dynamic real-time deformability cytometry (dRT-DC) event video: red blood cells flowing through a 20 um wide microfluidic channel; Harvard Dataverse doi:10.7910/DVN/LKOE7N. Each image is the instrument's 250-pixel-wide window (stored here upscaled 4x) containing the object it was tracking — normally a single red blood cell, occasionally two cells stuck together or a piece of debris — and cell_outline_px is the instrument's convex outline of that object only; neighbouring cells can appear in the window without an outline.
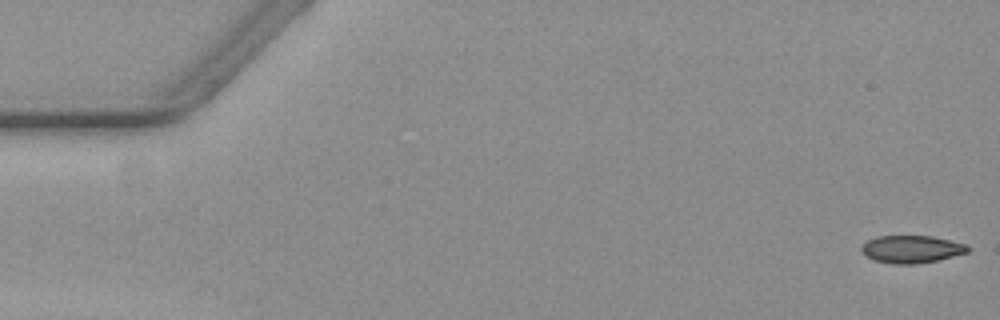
{"species": "common noctule bat (a hibernating species)", "species_latin": "Nyctalus noctula", "temperature_condition": "warm", "stored_images_in_passage": 58, "camera_frame_rate_fps": 3000, "um_per_image_px": 0.085, "animal": {"sex": "female", "body_mass_g": 19.3, "forearm_length_mm": 54.1}, "frame": {"image": 1, "passage_image": 1, "time_ms": 0.0, "image_size_px": [1000, 320], "cell_outline_px": [[968, 252], [936, 260], [916, 264], [892, 264], [872, 260], [860, 248], [868, 240], [876, 236], [932, 236], [964, 244], [968, 248]], "centroid_in_image_um": [77.44, 21.18], "position_along_channel_um": 7.6, "area_um2": 16.76}}
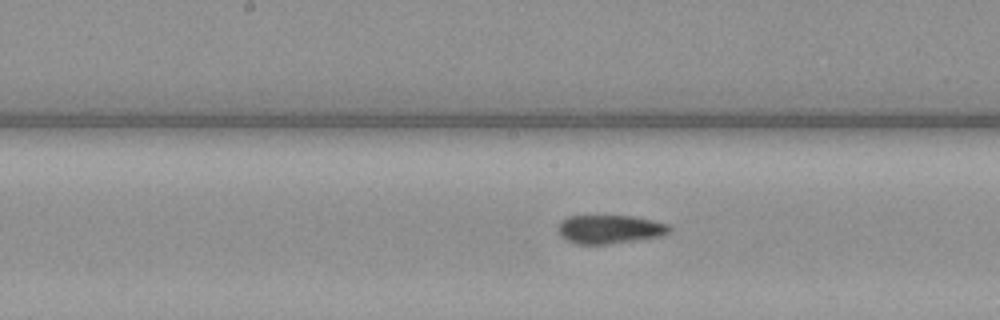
{"frame": {"image": 2, "passage_image": 29, "time_ms": 9.333, "image_size_px": [1000, 320], "cell_outline_px": [[672, 228], [664, 236], [608, 244], [576, 244], [560, 236], [560, 220], [568, 216], [632, 216], [652, 220], [668, 224]], "centroid_in_image_um": [51.86, 19.49], "position_along_channel_um": 196.3, "area_um2": 18.5}}
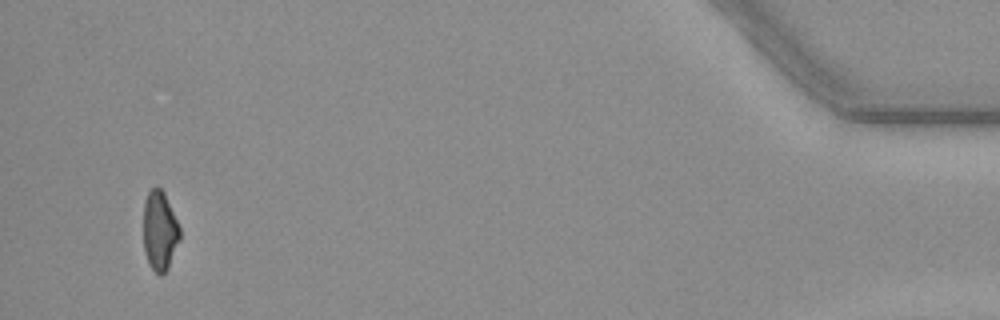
{"frame": {"image": 3, "passage_image": 55, "time_ms": 18.0, "image_size_px": [1000, 320], "cell_outline_px": [[180, 240], [168, 268], [160, 276], [152, 268], [144, 252], [144, 200], [148, 192], [156, 184], [164, 192], [180, 228]], "centroid_in_image_um": [13.58, 19.59], "position_along_channel_um": 421.6, "area_um2": 16.82}, "authors_computed_cell_mechanics": {"area_um2": 18.496, "velocity_mm_per_s": 3.5865, "shape_relaxation_time_tau1_ms": null, "shape_relaxation_time_tau2_ms": 3.4395, "deformation_change_tau1": null, "deformation_change_tau2": 0.07}}